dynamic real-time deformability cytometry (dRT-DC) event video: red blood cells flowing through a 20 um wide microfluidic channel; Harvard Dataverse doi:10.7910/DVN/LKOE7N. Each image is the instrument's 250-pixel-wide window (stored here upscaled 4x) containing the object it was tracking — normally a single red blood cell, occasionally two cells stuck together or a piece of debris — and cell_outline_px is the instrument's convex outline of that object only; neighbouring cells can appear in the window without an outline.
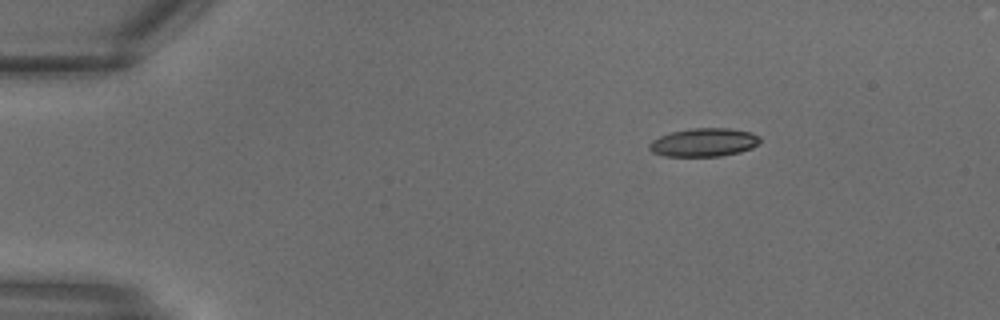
{"species": "common noctule bat (a hibernating species)", "species_latin": "Nyctalus noctula", "temperature_condition": "warm", "stored_images_in_passage": 13, "camera_frame_rate_fps": 3000, "um_per_image_px": 0.085, "animal": {"sex": "male", "body_mass_g": 18.8}, "frame": {"image": 1, "passage_image": 1, "time_ms": 0.0, "image_size_px": [1000, 320], "cell_outline_px": [[760, 140], [752, 148], [740, 152], [720, 156], [664, 156], [652, 152], [648, 148], [648, 144], [652, 140], [660, 136], [672, 132], [692, 128], [728, 128], [752, 132], [760, 136]], "centroid_in_image_um": [59.82, 12.1], "position_along_channel_um": 25.2, "area_um2": 18.32}}
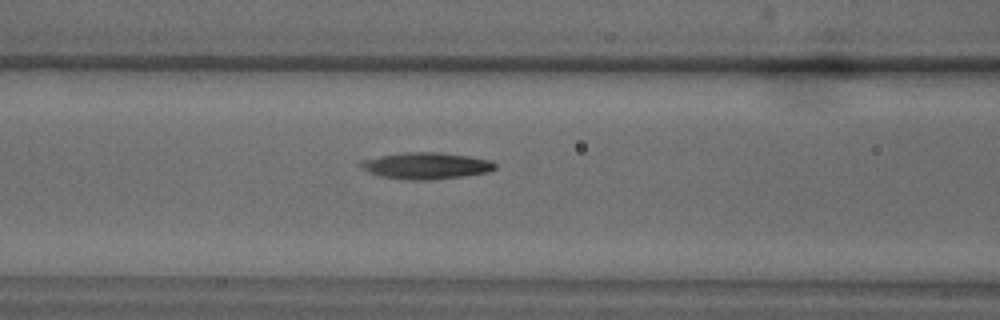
{"frame": {"image": 2, "passage_image": 9, "time_ms": 2.667, "image_size_px": [1000, 320], "cell_outline_px": [[496, 168], [488, 172], [464, 176], [428, 180], [408, 180], [380, 176], [368, 172], [356, 164], [360, 160], [380, 156], [404, 152], [440, 152], [468, 156], [492, 160], [496, 164]], "centroid_in_image_um": [36.19, 14.08], "position_along_channel_um": 130.4, "area_um2": 20.98}}
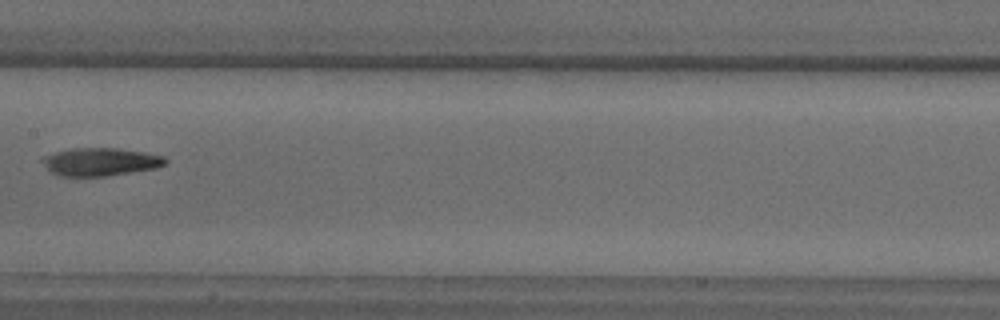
{"frame": {"image": 3, "passage_image": 12, "time_ms": 3.667, "image_size_px": [1000, 320], "cell_outline_px": [[168, 160], [164, 164], [156, 168], [104, 176], [60, 176], [52, 172], [40, 160], [44, 156], [56, 152], [72, 148], [116, 148], [164, 156]], "centroid_in_image_um": [8.51, 13.75], "position_along_channel_um": 198.9, "area_um2": 19.71}}